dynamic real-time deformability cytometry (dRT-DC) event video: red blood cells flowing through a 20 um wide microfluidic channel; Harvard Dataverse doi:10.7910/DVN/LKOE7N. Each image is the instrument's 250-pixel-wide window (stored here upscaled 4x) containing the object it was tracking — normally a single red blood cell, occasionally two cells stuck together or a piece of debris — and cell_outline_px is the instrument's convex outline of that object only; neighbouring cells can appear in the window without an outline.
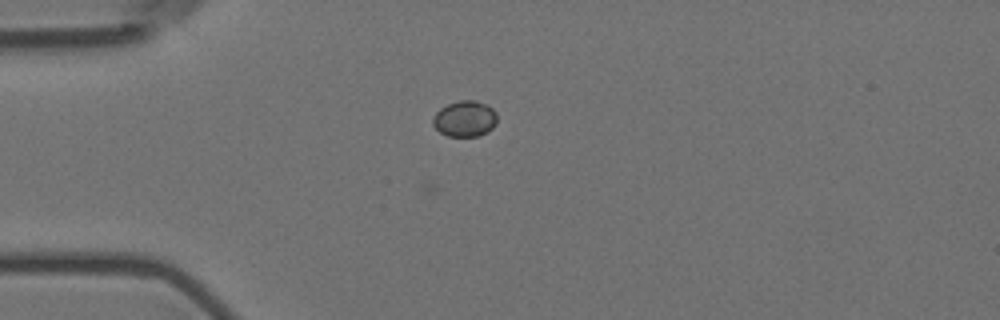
{"species": "Egyptian fruit bat (a non-hibernating species)", "species_latin": "Rousettus aegyptiacus", "temperature_condition": "room temperature", "stored_images_in_passage": 43, "camera_frame_rate_fps": 3000, "um_per_image_px": 0.085, "animal": {"sex": "female"}, "frame": {"image": 1, "passage_image": 1, "time_ms": 0.0, "image_size_px": [1000, 320], "cell_outline_px": [[496, 124], [488, 132], [480, 136], [448, 136], [440, 132], [432, 124], [432, 116], [440, 108], [448, 104], [460, 100], [476, 100], [488, 104], [496, 112]], "centroid_in_image_um": [39.52, 10.09], "position_along_channel_um": 45.5, "area_um2": 13.64}}
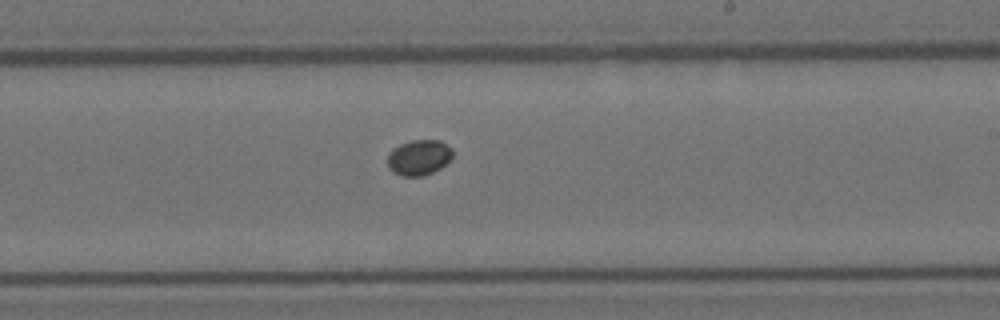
{"frame": {"image": 2, "passage_image": 20, "time_ms": 6.333, "image_size_px": [1000, 320], "cell_outline_px": [[452, 156], [440, 168], [424, 176], [400, 176], [392, 172], [388, 168], [388, 152], [392, 148], [400, 144], [412, 140], [440, 140], [452, 148]], "centroid_in_image_um": [35.57, 13.38], "position_along_channel_um": 253.4, "area_um2": 13.53}}
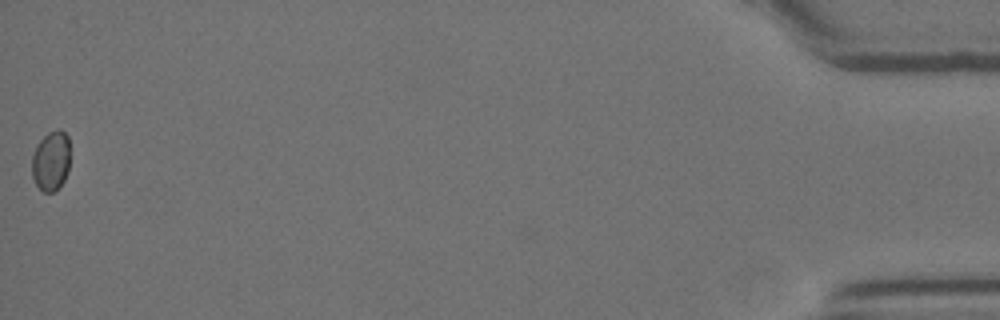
{"frame": {"image": 3, "passage_image": 43, "time_ms": 14.0, "image_size_px": [1000, 320], "cell_outline_px": [[68, 168], [64, 180], [52, 192], [44, 192], [36, 184], [32, 176], [32, 156], [36, 144], [48, 132], [56, 128], [60, 128], [68, 136]], "centroid_in_image_um": [4.31, 13.63], "position_along_channel_um": 430.9, "area_um2": 13.18}}